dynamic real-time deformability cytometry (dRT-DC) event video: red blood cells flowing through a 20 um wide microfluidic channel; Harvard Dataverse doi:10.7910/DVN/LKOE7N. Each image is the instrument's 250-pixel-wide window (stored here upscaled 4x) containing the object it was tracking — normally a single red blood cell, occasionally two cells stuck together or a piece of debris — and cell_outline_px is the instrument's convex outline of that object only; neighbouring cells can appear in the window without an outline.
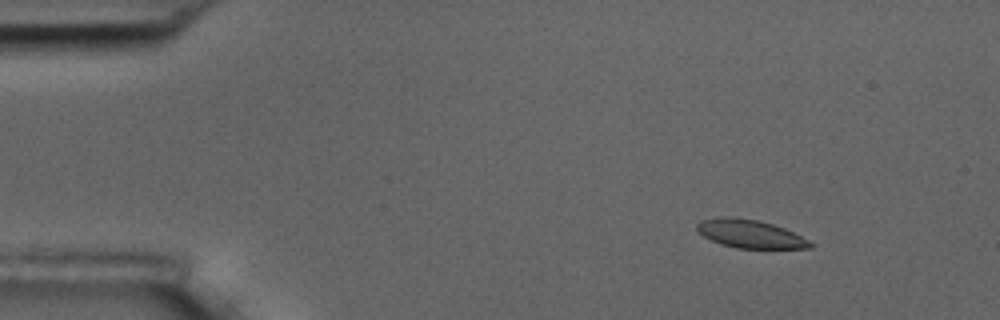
{"species": "common noctule bat (a hibernating species)", "species_latin": "Nyctalus noctula", "temperature_condition": "room temperature", "stored_images_in_passage": 5, "camera_frame_rate_fps": 3000, "um_per_image_px": 0.085, "animal": {"sex": "male", "body_mass_g": 17.5, "forearm_length_mm": 52.3}, "frame": {"image": 1, "passage_image": 2, "time_ms": 1.0, "image_size_px": [1000, 320], "cell_outline_px": [[816, 244], [812, 248], [736, 248], [720, 244], [696, 232], [696, 224], [700, 220], [724, 216], [728, 216], [760, 220], [784, 228]], "centroid_in_image_um": [63.73, 19.87], "position_along_channel_um": 21.3, "area_um2": 18.73}}
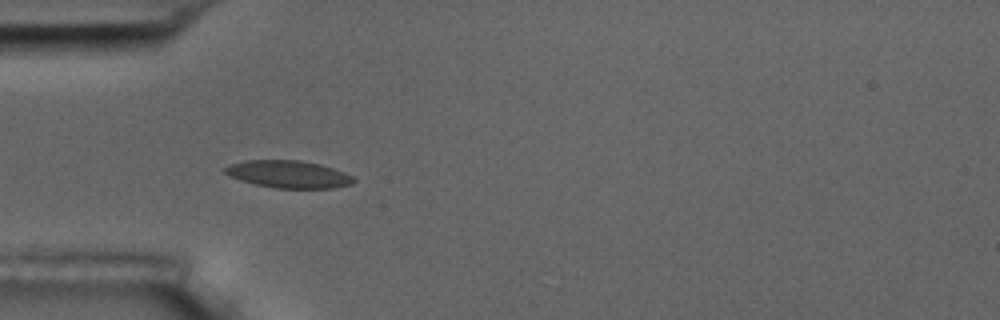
{"frame": {"image": 2, "passage_image": 5, "time_ms": 4.333, "image_size_px": [1000, 320], "cell_outline_px": [[356, 180], [352, 184], [332, 188], [276, 188], [256, 184], [240, 180], [228, 176], [224, 172], [224, 168], [232, 164], [244, 160], [300, 160], [320, 164], [344, 172], [352, 176]], "centroid_in_image_um": [24.52, 14.81], "position_along_channel_um": 60.5, "area_um2": 20.46}}